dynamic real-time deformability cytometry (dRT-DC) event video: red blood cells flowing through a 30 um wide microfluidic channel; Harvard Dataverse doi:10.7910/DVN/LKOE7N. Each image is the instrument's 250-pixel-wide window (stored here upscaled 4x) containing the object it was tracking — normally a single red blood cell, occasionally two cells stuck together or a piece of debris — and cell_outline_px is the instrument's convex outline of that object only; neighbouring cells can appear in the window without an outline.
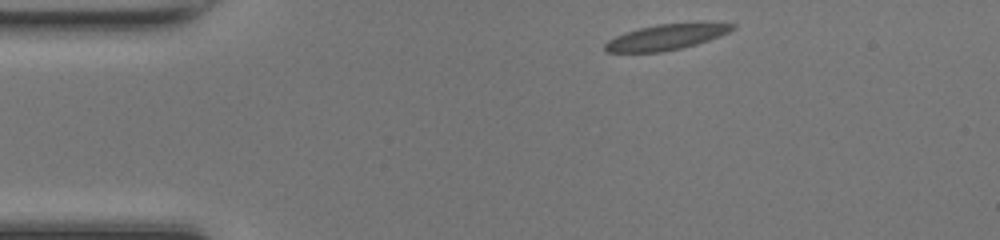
{"species": "common noctule bat (a hibernating species)", "species_latin": "Nyctalus noctula", "temperature_condition": "room temperature", "stored_images_in_passage": 42, "camera_frame_rate_fps": 3000, "um_per_image_px": 0.085, "animal": {"sex": "female", "body_mass_g": 17.0, "forearm_length_mm": 48.0}, "frame": {"image": 1, "passage_image": 1, "time_ms": 0.0, "image_size_px": [1000, 240], "cell_outline_px": [[736, 28], [720, 36], [696, 44], [680, 48], [660, 52], [608, 52], [604, 48], [604, 44], [608, 40], [616, 36], [640, 28], [660, 24], [700, 20], [736, 24]], "centroid_in_image_um": [56.74, 3.1], "position_along_channel_um": 28.3, "area_um2": 19.36}}
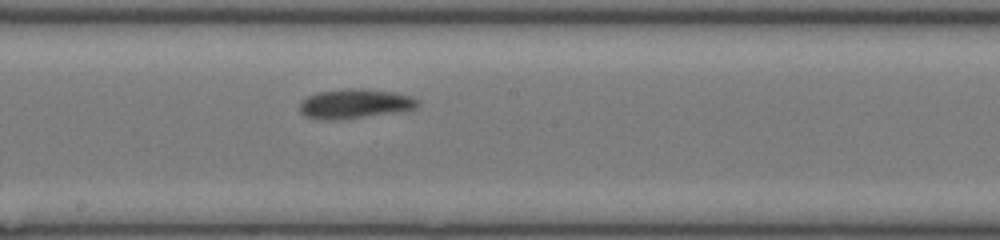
{"frame": {"image": 2, "passage_image": 19, "time_ms": 6.0, "image_size_px": [1000, 240], "cell_outline_px": [[420, 104], [416, 108], [332, 120], [304, 116], [300, 112], [300, 104], [308, 96], [316, 92], [352, 88], [360, 88], [392, 92], [412, 96], [420, 100]], "centroid_in_image_um": [30.15, 8.79], "position_along_channel_um": 218.0, "area_um2": 19.65}}
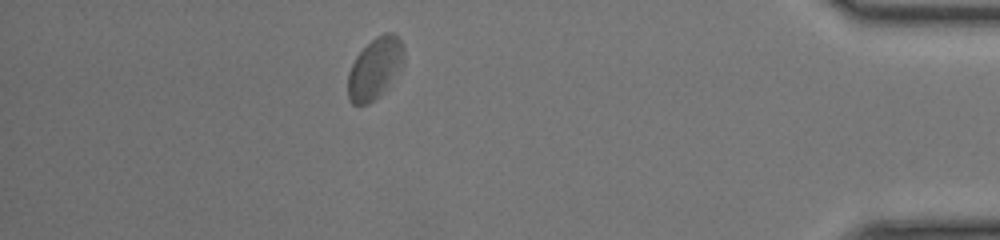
{"frame": {"image": 3, "passage_image": 36, "time_ms": 11.667, "image_size_px": [1000, 240], "cell_outline_px": [[404, 60], [400, 68], [384, 92], [380, 96], [368, 104], [352, 104], [348, 100], [348, 72], [356, 56], [376, 36], [384, 32], [392, 32], [400, 40], [404, 48]], "centroid_in_image_um": [31.86, 5.82], "position_along_channel_um": 403.3, "area_um2": 19.94}, "authors_computed_cell_mechanics": {"area_um2": 19.3341, "velocity_mm_per_s": 4.1589, "shape_relaxation_time_tau1_ms": 7.2366, "shape_relaxation_time_tau2_ms": 1.2195, "deformation_change_tau1": 0.1557, "deformation_change_tau2": 0.0473}}